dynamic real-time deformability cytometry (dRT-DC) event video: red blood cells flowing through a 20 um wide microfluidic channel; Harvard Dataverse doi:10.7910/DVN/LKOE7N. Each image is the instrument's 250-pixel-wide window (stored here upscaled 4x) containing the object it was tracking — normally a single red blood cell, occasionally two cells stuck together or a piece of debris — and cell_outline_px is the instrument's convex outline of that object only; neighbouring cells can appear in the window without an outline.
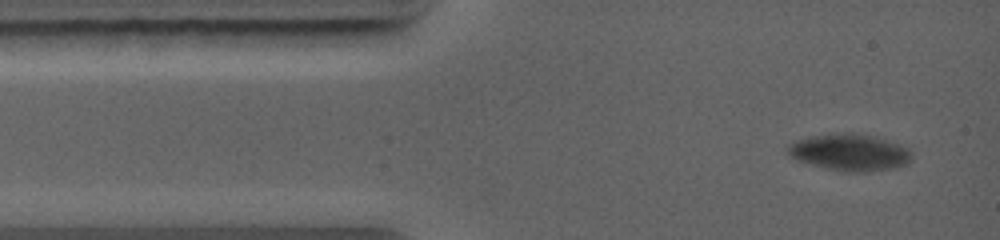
{"species": "common noctule bat (a hibernating species)", "species_latin": "Nyctalus noctula", "temperature_condition": "warm", "stored_images_in_passage": 28, "camera_frame_rate_fps": 5000, "um_per_image_px": 0.085, "animal": {"sex": "female", "body_mass_g": 19.0, "forearm_length_mm": 56.7}, "frame": {"image": 1, "passage_image": 1, "time_ms": 0.0, "image_size_px": [1000, 240], "cell_outline_px": [[912, 156], [904, 164], [896, 168], [864, 172], [848, 172], [824, 168], [796, 160], [788, 152], [788, 144], [796, 140], [808, 136], [844, 132], [848, 132], [872, 136], [908, 148], [912, 152]], "centroid_in_image_um": [72.18, 12.95], "position_along_channel_um": 12.8, "area_um2": 26.36}}
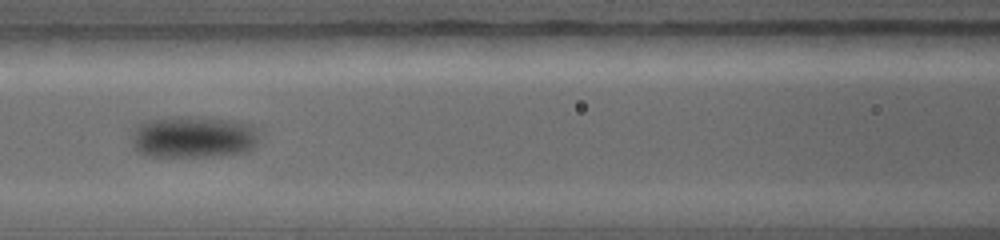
{"frame": {"image": 2, "passage_image": 14, "time_ms": 4.4, "image_size_px": [1000, 240], "cell_outline_px": [[264, 132], [256, 148], [244, 152], [216, 156], [148, 156], [136, 152], [132, 144], [132, 136], [136, 124], [148, 120], [228, 120], [252, 124], [260, 128]], "centroid_in_image_um": [16.55, 11.71], "position_along_channel_um": 150.1, "area_um2": 30.63}}
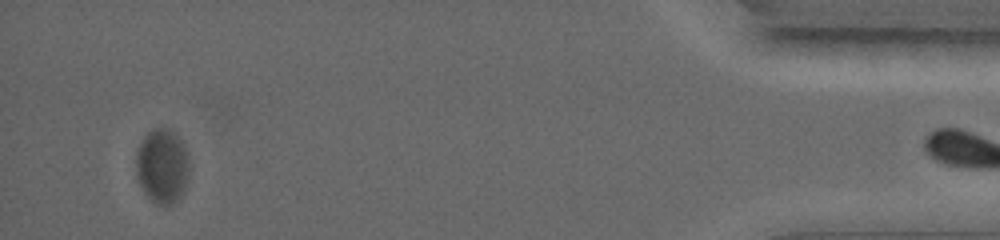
{"frame": {"image": 3, "passage_image": 26, "time_ms": 13.0, "image_size_px": [1000, 240], "cell_outline_px": [[188, 180], [184, 192], [172, 204], [156, 204], [144, 192], [140, 184], [136, 172], [136, 152], [144, 136], [152, 128], [168, 128], [180, 140], [188, 152]], "centroid_in_image_um": [13.79, 14.11], "position_along_channel_um": 421.4, "area_um2": 23.06}}